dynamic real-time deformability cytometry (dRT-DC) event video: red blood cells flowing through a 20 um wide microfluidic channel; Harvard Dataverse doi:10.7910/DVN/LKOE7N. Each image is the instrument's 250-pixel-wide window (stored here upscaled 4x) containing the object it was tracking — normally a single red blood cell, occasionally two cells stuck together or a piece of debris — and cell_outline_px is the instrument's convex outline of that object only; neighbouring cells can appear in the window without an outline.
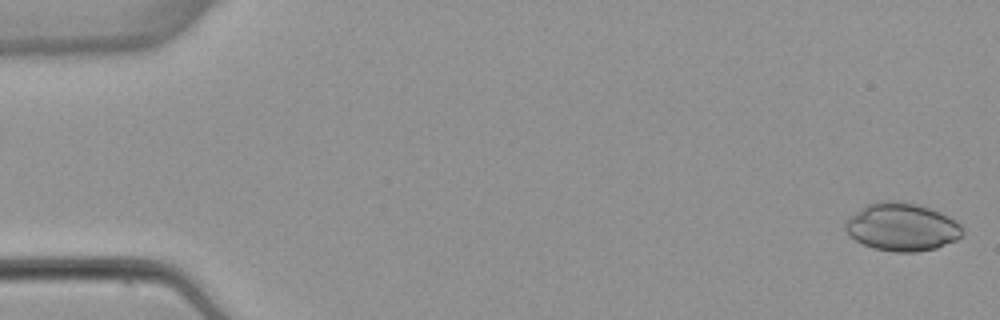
{"species": "common noctule bat (a hibernating species)", "species_latin": "Nyctalus noctula", "temperature_condition": "warm", "stored_images_in_passage": 4, "camera_frame_rate_fps": 3000, "um_per_image_px": 0.085, "animal": {"sex": "female", "body_mass_g": 22.7, "forearm_length_mm": 54.2}, "frame": {"image": 1, "passage_image": 1, "time_ms": 0.0, "image_size_px": [1000, 320], "cell_outline_px": [[964, 232], [956, 240], [936, 248], [916, 252], [892, 252], [872, 248], [848, 236], [844, 228], [844, 224], [856, 212], [868, 204], [884, 200], [896, 200], [916, 204], [940, 212], [956, 220], [960, 224]], "centroid_in_image_um": [76.66, 19.3], "position_along_channel_um": 8.3, "area_um2": 32.66}}